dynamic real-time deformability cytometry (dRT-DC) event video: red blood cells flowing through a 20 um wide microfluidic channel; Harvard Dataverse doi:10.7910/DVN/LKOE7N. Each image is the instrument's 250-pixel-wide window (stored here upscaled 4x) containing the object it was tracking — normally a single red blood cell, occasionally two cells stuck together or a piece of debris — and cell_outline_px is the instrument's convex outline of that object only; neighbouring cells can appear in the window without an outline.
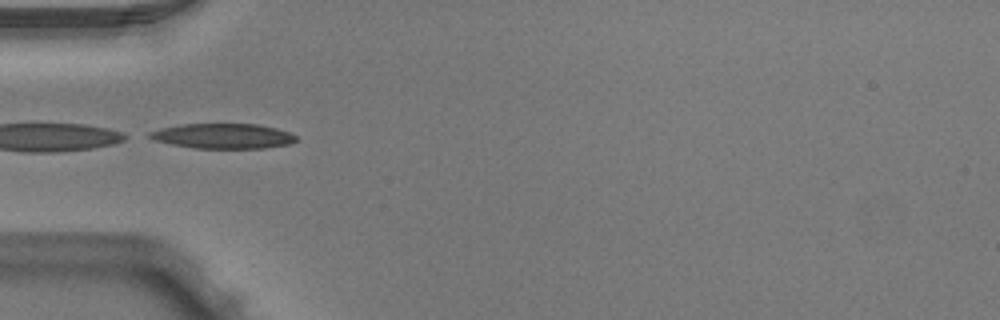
{"species": "Egyptian fruit bat (a non-hibernating species)", "species_latin": "Rousettus aegyptiacus", "temperature_condition": "warm", "stored_images_in_passage": 2, "camera_frame_rate_fps": 3000, "um_per_image_px": 0.085, "animal": {"sex": "male"}, "frame": {"image": 1, "passage_image": 2, "time_ms": 0.333, "image_size_px": [1000, 320], "cell_outline_px": [[296, 140], [292, 144], [264, 148], [196, 148], [172, 144], [156, 140], [148, 136], [148, 132], [160, 128], [180, 124], [260, 124], [276, 128], [288, 132], [296, 136]], "centroid_in_image_um": [18.98, 11.56], "position_along_channel_um": 66.0, "area_um2": 21.33}}